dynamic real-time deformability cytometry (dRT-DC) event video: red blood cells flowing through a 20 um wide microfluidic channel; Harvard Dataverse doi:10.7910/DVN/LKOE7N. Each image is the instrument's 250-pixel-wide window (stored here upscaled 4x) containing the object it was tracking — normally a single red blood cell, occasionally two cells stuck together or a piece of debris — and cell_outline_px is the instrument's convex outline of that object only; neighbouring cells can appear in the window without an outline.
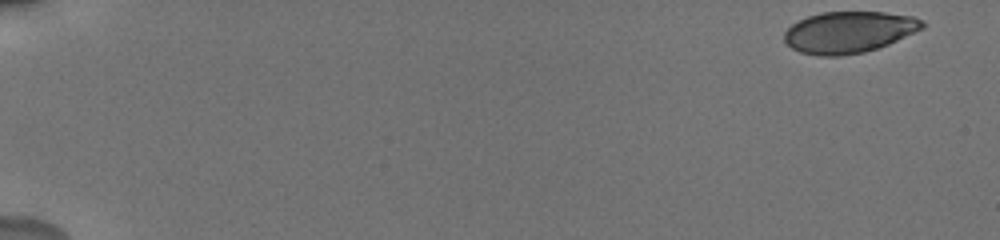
{"species": "human", "species_latin": "Homo sapiens", "temperature_condition": "cold", "stored_images_in_passage": 32, "camera_frame_rate_fps": 3000, "um_per_image_px": 0.085, "donor": {"sex": "male"}, "frame": {"image": 1, "passage_image": 1, "time_ms": 0.0, "image_size_px": [1000, 240], "cell_outline_px": [[924, 28], [888, 44], [864, 52], [840, 56], [820, 56], [800, 52], [792, 48], [784, 40], [784, 32], [792, 24], [808, 16], [820, 12], [884, 12], [912, 16], [924, 20]], "centroid_in_image_um": [72.15, 2.73], "position_along_channel_um": 12.8, "area_um2": 33.29}}
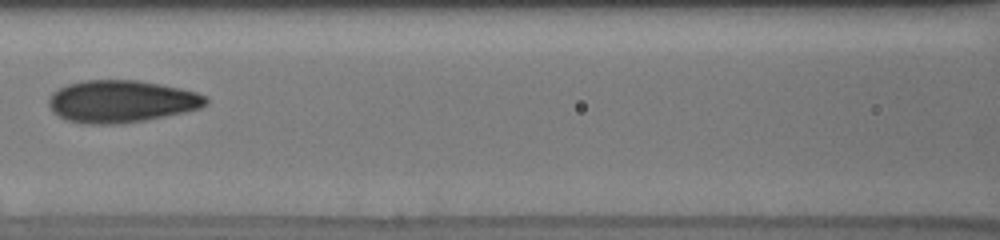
{"frame": {"image": 2, "passage_image": 28, "time_ms": 8.333, "image_size_px": [1000, 240], "cell_outline_px": [[208, 104], [200, 108], [184, 112], [124, 124], [88, 124], [68, 120], [52, 112], [48, 104], [48, 96], [52, 92], [68, 84], [84, 80], [136, 80], [160, 84], [180, 88], [196, 92], [204, 96], [208, 100]], "centroid_in_image_um": [10.29, 8.62], "position_along_channel_um": 156.3, "area_um2": 38.67}}
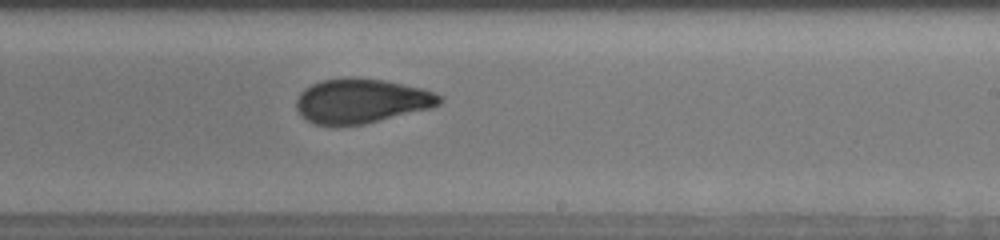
{"frame": {"image": 3, "passage_image": 32, "time_ms": 11.0, "image_size_px": [1000, 240], "cell_outline_px": [[444, 100], [440, 104], [432, 108], [364, 124], [336, 128], [332, 128], [316, 124], [308, 120], [296, 108], [296, 100], [300, 92], [304, 88], [320, 80], [344, 76], [352, 76], [384, 80], [424, 88], [436, 92], [444, 96]], "centroid_in_image_um": [30.73, 8.58], "position_along_channel_um": 258.3, "area_um2": 38.21}}